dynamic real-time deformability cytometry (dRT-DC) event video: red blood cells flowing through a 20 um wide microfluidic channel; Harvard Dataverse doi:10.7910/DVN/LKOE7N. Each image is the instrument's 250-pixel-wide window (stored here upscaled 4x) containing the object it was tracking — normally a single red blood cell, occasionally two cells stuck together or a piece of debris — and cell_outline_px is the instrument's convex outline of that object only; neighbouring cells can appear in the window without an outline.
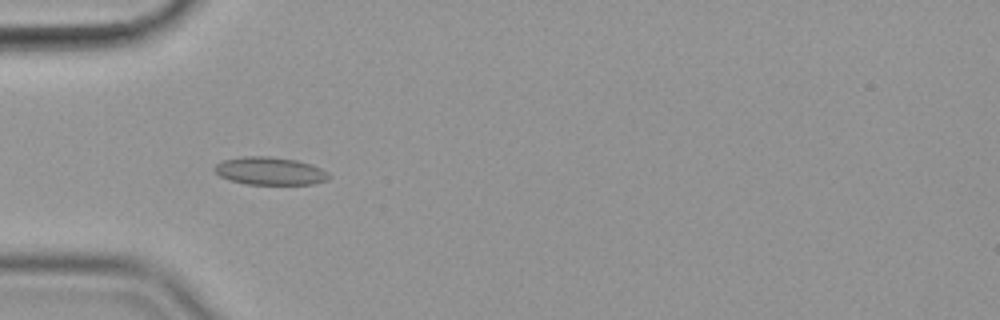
{"species": "common noctule bat (a hibernating species)", "species_latin": "Nyctalus noctula", "temperature_condition": "cold", "stored_images_in_passage": 57, "camera_frame_rate_fps": 3000, "um_per_image_px": 0.085, "animal": {"sex": "female", "body_mass_g": 19.9}, "frame": {"image": 1, "passage_image": 18, "time_ms": 5.667, "image_size_px": [1000, 320], "cell_outline_px": [[332, 176], [328, 180], [312, 184], [244, 184], [228, 180], [220, 176], [212, 168], [216, 164], [224, 160], [244, 156], [268, 156], [296, 160], [312, 164], [328, 172]], "centroid_in_image_um": [22.95, 14.54], "position_along_channel_um": 62.0, "area_um2": 18.67}}
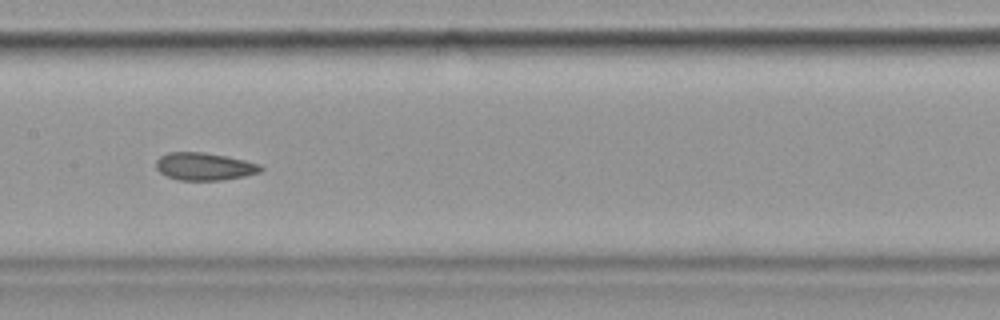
{"frame": {"image": 2, "passage_image": 29, "time_ms": 9.333, "image_size_px": [1000, 320], "cell_outline_px": [[264, 168], [260, 172], [244, 176], [220, 180], [176, 180], [160, 172], [156, 168], [156, 160], [160, 156], [168, 152], [204, 152], [228, 156], [260, 164]], "centroid_in_image_um": [17.37, 14.14], "position_along_channel_um": 190.0, "area_um2": 16.88}}
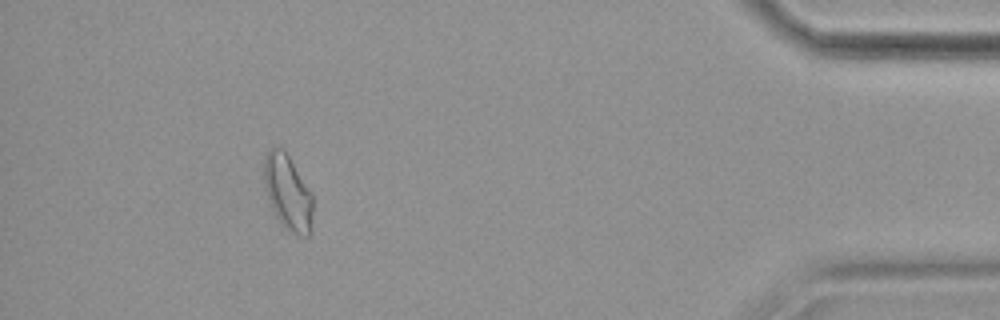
{"frame": {"image": 3, "passage_image": 52, "time_ms": 17.0, "image_size_px": [1000, 320], "cell_outline_px": [[312, 228], [308, 236], [300, 236], [284, 228], [276, 216], [268, 200], [264, 188], [264, 156], [268, 148], [284, 148], [312, 192]], "centroid_in_image_um": [24.46, 16.34], "position_along_channel_um": 410.7, "area_um2": 21.73}, "authors_computed_cell_mechanics": {"area_um2": 18.2648, "velocity_mm_per_s": 3.5689, "shape_relaxation_time_tau1_ms": null, "shape_relaxation_time_tau2_ms": 2.7039, "deformation_change_tau1": null, "deformation_change_tau2": 0.0676}}